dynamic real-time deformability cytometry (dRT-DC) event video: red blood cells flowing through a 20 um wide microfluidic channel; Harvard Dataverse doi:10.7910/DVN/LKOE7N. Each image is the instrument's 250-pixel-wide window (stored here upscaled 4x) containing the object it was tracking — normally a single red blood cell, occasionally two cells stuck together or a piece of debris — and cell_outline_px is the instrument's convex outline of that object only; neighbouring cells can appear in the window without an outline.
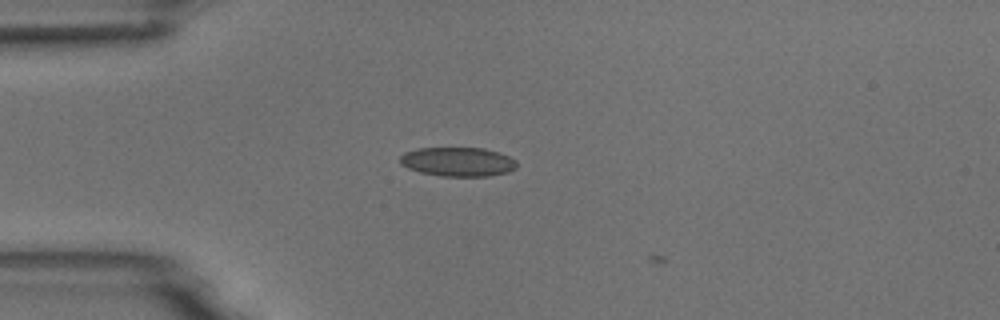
{"species": "common noctule bat (a hibernating species)", "species_latin": "Nyctalus noctula", "temperature_condition": "room temperature", "stored_images_in_passage": 7, "camera_frame_rate_fps": 3000, "um_per_image_px": 0.085, "animal": {"sex": "male", "body_mass_g": 18.8}, "frame": {"image": 1, "passage_image": 6, "time_ms": 1.667, "image_size_px": [1000, 320], "cell_outline_px": [[516, 168], [508, 172], [488, 176], [440, 176], [420, 172], [408, 168], [400, 164], [400, 156], [404, 152], [416, 148], [484, 148], [508, 156], [516, 160]], "centroid_in_image_um": [38.89, 13.75], "position_along_channel_um": 46.1, "area_um2": 19.83}}